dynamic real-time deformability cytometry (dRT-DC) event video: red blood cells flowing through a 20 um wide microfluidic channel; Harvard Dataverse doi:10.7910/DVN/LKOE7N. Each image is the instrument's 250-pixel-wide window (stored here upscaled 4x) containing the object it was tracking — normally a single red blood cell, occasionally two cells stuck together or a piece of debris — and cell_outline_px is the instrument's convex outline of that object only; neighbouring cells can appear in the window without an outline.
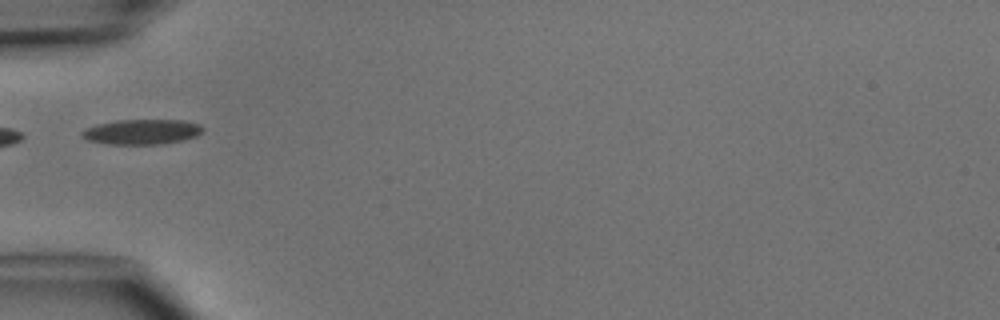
{"species": "common noctule bat (a hibernating species)", "species_latin": "Nyctalus noctula", "temperature_condition": "cold", "stored_images_in_passage": 5, "segment_of_instrument_passage": [2, 2], "camera_frame_rate_fps": 3000, "um_per_image_px": 0.085, "animal": {"sex": "male", "body_mass_g": 15.6}, "frame": {"image": 1, "passage_image": 5, "time_ms": 4.667, "image_size_px": [1000, 320], "cell_outline_px": [[204, 128], [196, 136], [180, 140], [160, 144], [108, 144], [88, 140], [80, 136], [80, 132], [96, 124], [116, 120], [184, 120], [200, 124]], "centroid_in_image_um": [12.03, 11.19], "position_along_channel_um": 73.0, "area_um2": 17.57}}